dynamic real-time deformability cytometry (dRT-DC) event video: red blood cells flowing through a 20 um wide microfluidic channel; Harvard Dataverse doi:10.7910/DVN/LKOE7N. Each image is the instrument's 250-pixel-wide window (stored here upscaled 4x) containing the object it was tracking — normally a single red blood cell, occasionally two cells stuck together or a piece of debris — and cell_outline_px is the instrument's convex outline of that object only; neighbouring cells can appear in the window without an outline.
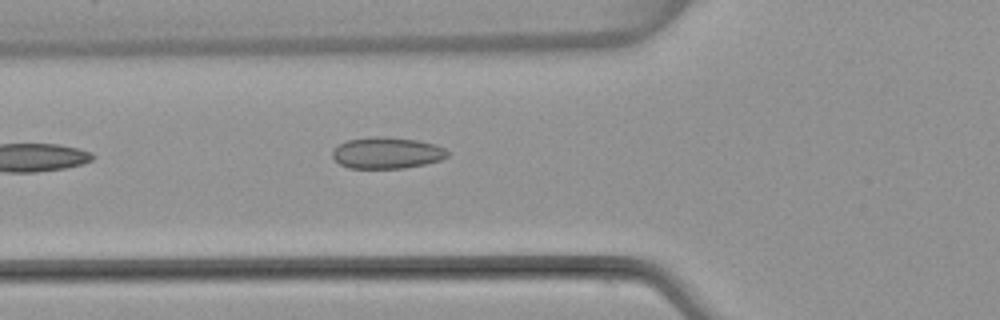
{"species": "common noctule bat (a hibernating species)", "species_latin": "Nyctalus noctula", "temperature_condition": "warm", "stored_images_in_passage": 4, "camera_frame_rate_fps": 3000, "um_per_image_px": 0.085, "animal": {"sex": "female", "body_mass_g": 22.7, "forearm_length_mm": 54.2}, "frame": {"image": 1, "passage_image": 4, "time_ms": 3.667, "image_size_px": [1000, 320], "cell_outline_px": [[448, 156], [440, 160], [424, 164], [404, 168], [348, 168], [340, 164], [332, 156], [332, 152], [340, 144], [348, 140], [376, 136], [380, 136], [416, 140], [436, 144], [444, 148], [448, 152]], "centroid_in_image_um": [32.9, 13.0], "position_along_channel_um": 92.9, "area_um2": 20.87}}